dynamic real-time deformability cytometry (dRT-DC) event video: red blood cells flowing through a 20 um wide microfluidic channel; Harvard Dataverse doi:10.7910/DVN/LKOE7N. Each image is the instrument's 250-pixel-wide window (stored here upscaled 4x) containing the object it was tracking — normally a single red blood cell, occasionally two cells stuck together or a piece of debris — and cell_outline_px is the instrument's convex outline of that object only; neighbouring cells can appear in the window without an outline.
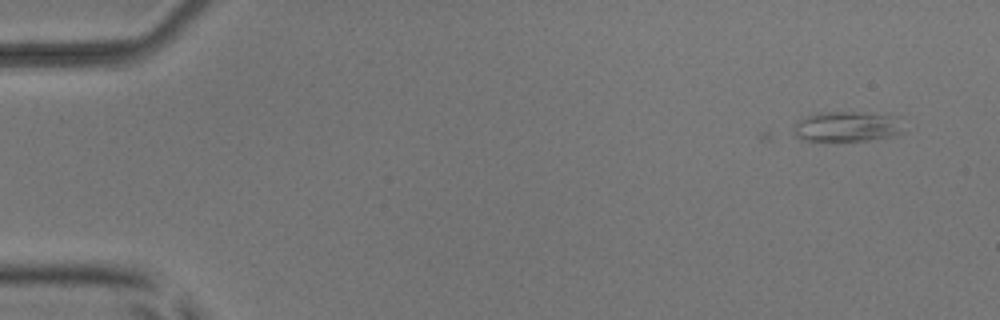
{"species": "common noctule bat (a hibernating species)", "species_latin": "Nyctalus noctula", "temperature_condition": "room temperature", "stored_images_in_passage": 8, "camera_frame_rate_fps": 3000, "um_per_image_px": 0.085, "animal": {"sex": "male", "body_mass_g": 17.9, "forearm_length_mm": 54.2}, "frame": {"image": 1, "passage_image": 8, "time_ms": 2.333, "image_size_px": [1000, 320], "cell_outline_px": [[900, 132], [892, 136], [868, 140], [804, 140], [796, 136], [792, 128], [800, 120], [816, 112], [852, 112], [896, 116]], "centroid_in_image_um": [71.91, 10.75], "position_along_channel_um": 13.1, "area_um2": 18.67}}